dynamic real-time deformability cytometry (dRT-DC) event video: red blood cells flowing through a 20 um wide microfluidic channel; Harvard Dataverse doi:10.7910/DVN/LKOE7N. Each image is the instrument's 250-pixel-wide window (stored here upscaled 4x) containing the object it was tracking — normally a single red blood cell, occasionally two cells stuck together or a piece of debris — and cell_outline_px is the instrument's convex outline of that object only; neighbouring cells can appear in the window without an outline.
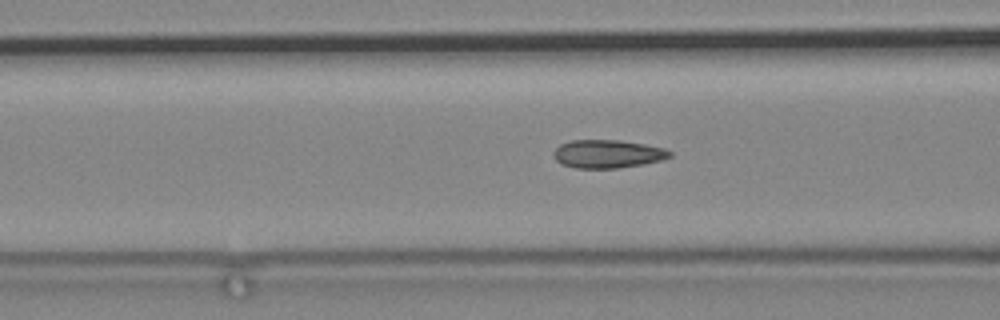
{"species": "common noctule bat (a hibernating species)", "species_latin": "Nyctalus noctula", "temperature_condition": "cold", "stored_images_in_passage": 81, "camera_frame_rate_fps": 3000, "um_per_image_px": 0.085, "animal": {"sex": "male", "body_mass_g": 19.2, "forearm_length_mm": 51.8}, "frame": {"image": 1, "passage_image": 41, "time_ms": 13.333, "image_size_px": [1000, 320], "cell_outline_px": [[672, 156], [664, 160], [644, 164], [616, 168], [576, 168], [560, 164], [552, 156], [552, 152], [560, 144], [572, 140], [620, 140], [644, 144], [664, 148], [672, 152]], "centroid_in_image_um": [51.64, 13.08], "position_along_channel_um": 115.0, "area_um2": 19.31}}
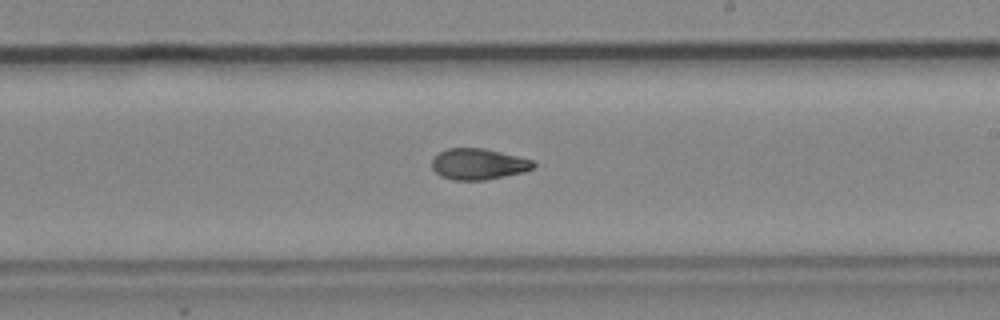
{"frame": {"image": 2, "passage_image": 54, "time_ms": 17.667, "image_size_px": [1000, 320], "cell_outline_px": [[536, 164], [532, 168], [524, 172], [484, 180], [456, 180], [440, 176], [432, 168], [432, 156], [436, 152], [448, 148], [484, 148], [532, 160]], "centroid_in_image_um": [40.6, 13.94], "position_along_channel_um": 248.4, "area_um2": 18.38}}
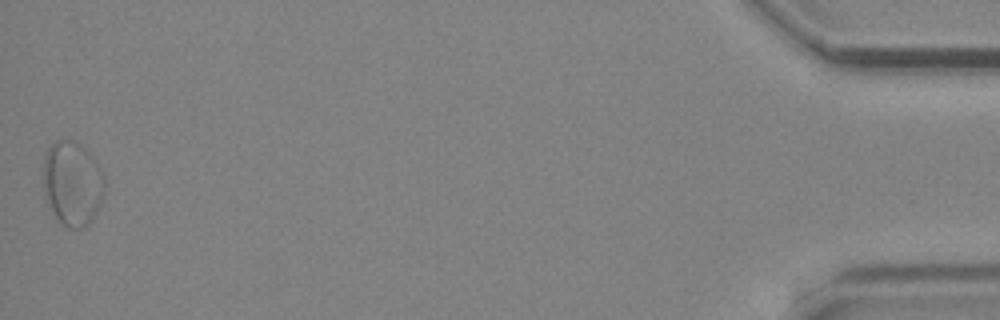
{"frame": {"image": 3, "passage_image": 81, "time_ms": 26.667, "image_size_px": [1000, 320], "cell_outline_px": [[104, 192], [96, 212], [88, 224], [84, 228], [68, 228], [56, 220], [44, 192], [44, 156], [48, 148], [56, 140], [72, 140], [80, 144], [92, 156], [100, 168], [104, 176]], "centroid_in_image_um": [6.15, 15.59], "position_along_channel_um": 429.1, "area_um2": 30.0}}